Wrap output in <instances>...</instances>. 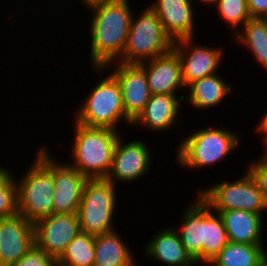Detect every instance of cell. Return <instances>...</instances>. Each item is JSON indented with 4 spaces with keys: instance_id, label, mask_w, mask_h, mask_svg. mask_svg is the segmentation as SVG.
Listing matches in <instances>:
<instances>
[{
    "instance_id": "cell-1",
    "label": "cell",
    "mask_w": 267,
    "mask_h": 266,
    "mask_svg": "<svg viewBox=\"0 0 267 266\" xmlns=\"http://www.w3.org/2000/svg\"><path fill=\"white\" fill-rule=\"evenodd\" d=\"M128 2L102 0L86 5L93 15L90 21V62L98 73L123 56L133 16Z\"/></svg>"
},
{
    "instance_id": "cell-2",
    "label": "cell",
    "mask_w": 267,
    "mask_h": 266,
    "mask_svg": "<svg viewBox=\"0 0 267 266\" xmlns=\"http://www.w3.org/2000/svg\"><path fill=\"white\" fill-rule=\"evenodd\" d=\"M46 146L37 150L21 180L16 179L18 213L32 223L54 213V158Z\"/></svg>"
},
{
    "instance_id": "cell-3",
    "label": "cell",
    "mask_w": 267,
    "mask_h": 266,
    "mask_svg": "<svg viewBox=\"0 0 267 266\" xmlns=\"http://www.w3.org/2000/svg\"><path fill=\"white\" fill-rule=\"evenodd\" d=\"M71 167L87 179H105L111 169L113 153L121 135L109 128L85 127L74 123Z\"/></svg>"
},
{
    "instance_id": "cell-4",
    "label": "cell",
    "mask_w": 267,
    "mask_h": 266,
    "mask_svg": "<svg viewBox=\"0 0 267 266\" xmlns=\"http://www.w3.org/2000/svg\"><path fill=\"white\" fill-rule=\"evenodd\" d=\"M236 132L224 128H202L184 138L177 147V164L199 169L212 166L233 153L240 143Z\"/></svg>"
},
{
    "instance_id": "cell-5",
    "label": "cell",
    "mask_w": 267,
    "mask_h": 266,
    "mask_svg": "<svg viewBox=\"0 0 267 266\" xmlns=\"http://www.w3.org/2000/svg\"><path fill=\"white\" fill-rule=\"evenodd\" d=\"M82 102L75 114L76 123L116 131H119L117 124L123 119V122L132 125V121L125 115L120 84L112 74L97 83Z\"/></svg>"
},
{
    "instance_id": "cell-6",
    "label": "cell",
    "mask_w": 267,
    "mask_h": 266,
    "mask_svg": "<svg viewBox=\"0 0 267 266\" xmlns=\"http://www.w3.org/2000/svg\"><path fill=\"white\" fill-rule=\"evenodd\" d=\"M136 19L131 18L130 30L122 58L124 64H141L173 49V40L166 34L157 14L150 8Z\"/></svg>"
},
{
    "instance_id": "cell-7",
    "label": "cell",
    "mask_w": 267,
    "mask_h": 266,
    "mask_svg": "<svg viewBox=\"0 0 267 266\" xmlns=\"http://www.w3.org/2000/svg\"><path fill=\"white\" fill-rule=\"evenodd\" d=\"M116 188L106 178L86 181L77 211L81 232L98 236L115 230Z\"/></svg>"
},
{
    "instance_id": "cell-8",
    "label": "cell",
    "mask_w": 267,
    "mask_h": 266,
    "mask_svg": "<svg viewBox=\"0 0 267 266\" xmlns=\"http://www.w3.org/2000/svg\"><path fill=\"white\" fill-rule=\"evenodd\" d=\"M197 193L215 213L227 210H245L263 214L267 203L255 180L246 172L239 180L220 181L216 185L201 189Z\"/></svg>"
},
{
    "instance_id": "cell-9",
    "label": "cell",
    "mask_w": 267,
    "mask_h": 266,
    "mask_svg": "<svg viewBox=\"0 0 267 266\" xmlns=\"http://www.w3.org/2000/svg\"><path fill=\"white\" fill-rule=\"evenodd\" d=\"M35 246L56 261L81 232L78 214H55L33 223Z\"/></svg>"
},
{
    "instance_id": "cell-10",
    "label": "cell",
    "mask_w": 267,
    "mask_h": 266,
    "mask_svg": "<svg viewBox=\"0 0 267 266\" xmlns=\"http://www.w3.org/2000/svg\"><path fill=\"white\" fill-rule=\"evenodd\" d=\"M119 136L116 143L112 166L106 179L113 183L135 181L150 171L152 154L144 141L138 139L124 144Z\"/></svg>"
},
{
    "instance_id": "cell-11",
    "label": "cell",
    "mask_w": 267,
    "mask_h": 266,
    "mask_svg": "<svg viewBox=\"0 0 267 266\" xmlns=\"http://www.w3.org/2000/svg\"><path fill=\"white\" fill-rule=\"evenodd\" d=\"M193 39L195 37L181 39L173 44V50L181 62L184 88L196 80L215 74L224 55L221 47H207L200 44L193 46Z\"/></svg>"
},
{
    "instance_id": "cell-12",
    "label": "cell",
    "mask_w": 267,
    "mask_h": 266,
    "mask_svg": "<svg viewBox=\"0 0 267 266\" xmlns=\"http://www.w3.org/2000/svg\"><path fill=\"white\" fill-rule=\"evenodd\" d=\"M111 74L120 84L125 115L133 122L151 97L145 70L139 64L115 63Z\"/></svg>"
},
{
    "instance_id": "cell-13",
    "label": "cell",
    "mask_w": 267,
    "mask_h": 266,
    "mask_svg": "<svg viewBox=\"0 0 267 266\" xmlns=\"http://www.w3.org/2000/svg\"><path fill=\"white\" fill-rule=\"evenodd\" d=\"M34 225L20 214L0 218V266H11L33 246Z\"/></svg>"
},
{
    "instance_id": "cell-14",
    "label": "cell",
    "mask_w": 267,
    "mask_h": 266,
    "mask_svg": "<svg viewBox=\"0 0 267 266\" xmlns=\"http://www.w3.org/2000/svg\"><path fill=\"white\" fill-rule=\"evenodd\" d=\"M192 0H156L149 6L158 16L164 31L173 42L194 37Z\"/></svg>"
},
{
    "instance_id": "cell-15",
    "label": "cell",
    "mask_w": 267,
    "mask_h": 266,
    "mask_svg": "<svg viewBox=\"0 0 267 266\" xmlns=\"http://www.w3.org/2000/svg\"><path fill=\"white\" fill-rule=\"evenodd\" d=\"M139 65L146 72L151 94L176 95L177 89L185 86L181 62L173 49Z\"/></svg>"
},
{
    "instance_id": "cell-16",
    "label": "cell",
    "mask_w": 267,
    "mask_h": 266,
    "mask_svg": "<svg viewBox=\"0 0 267 266\" xmlns=\"http://www.w3.org/2000/svg\"><path fill=\"white\" fill-rule=\"evenodd\" d=\"M88 179L69 163L60 164L54 160V213L76 214Z\"/></svg>"
},
{
    "instance_id": "cell-17",
    "label": "cell",
    "mask_w": 267,
    "mask_h": 266,
    "mask_svg": "<svg viewBox=\"0 0 267 266\" xmlns=\"http://www.w3.org/2000/svg\"><path fill=\"white\" fill-rule=\"evenodd\" d=\"M179 97V98H178ZM152 94L143 111L132 122V125L143 126L152 131H165L179 121V108L184 95Z\"/></svg>"
},
{
    "instance_id": "cell-18",
    "label": "cell",
    "mask_w": 267,
    "mask_h": 266,
    "mask_svg": "<svg viewBox=\"0 0 267 266\" xmlns=\"http://www.w3.org/2000/svg\"><path fill=\"white\" fill-rule=\"evenodd\" d=\"M229 242L251 245L262 244L263 215L245 210L219 211Z\"/></svg>"
},
{
    "instance_id": "cell-19",
    "label": "cell",
    "mask_w": 267,
    "mask_h": 266,
    "mask_svg": "<svg viewBox=\"0 0 267 266\" xmlns=\"http://www.w3.org/2000/svg\"><path fill=\"white\" fill-rule=\"evenodd\" d=\"M165 228L158 231L148 242L145 246V254L168 266H194L196 262L187 253L176 229Z\"/></svg>"
},
{
    "instance_id": "cell-20",
    "label": "cell",
    "mask_w": 267,
    "mask_h": 266,
    "mask_svg": "<svg viewBox=\"0 0 267 266\" xmlns=\"http://www.w3.org/2000/svg\"><path fill=\"white\" fill-rule=\"evenodd\" d=\"M117 232L95 236L94 266H135L132 252Z\"/></svg>"
},
{
    "instance_id": "cell-21",
    "label": "cell",
    "mask_w": 267,
    "mask_h": 266,
    "mask_svg": "<svg viewBox=\"0 0 267 266\" xmlns=\"http://www.w3.org/2000/svg\"><path fill=\"white\" fill-rule=\"evenodd\" d=\"M196 201L187 207L182 214V226L176 229L187 253L197 264L202 262V198L197 195Z\"/></svg>"
},
{
    "instance_id": "cell-22",
    "label": "cell",
    "mask_w": 267,
    "mask_h": 266,
    "mask_svg": "<svg viewBox=\"0 0 267 266\" xmlns=\"http://www.w3.org/2000/svg\"><path fill=\"white\" fill-rule=\"evenodd\" d=\"M216 74L196 80L187 87L190 92L186 100L190 102L193 108L200 110L213 108L233 91L231 85L221 79L222 77H219V74Z\"/></svg>"
},
{
    "instance_id": "cell-23",
    "label": "cell",
    "mask_w": 267,
    "mask_h": 266,
    "mask_svg": "<svg viewBox=\"0 0 267 266\" xmlns=\"http://www.w3.org/2000/svg\"><path fill=\"white\" fill-rule=\"evenodd\" d=\"M213 213L202 199V261H211L229 242L222 218Z\"/></svg>"
},
{
    "instance_id": "cell-24",
    "label": "cell",
    "mask_w": 267,
    "mask_h": 266,
    "mask_svg": "<svg viewBox=\"0 0 267 266\" xmlns=\"http://www.w3.org/2000/svg\"><path fill=\"white\" fill-rule=\"evenodd\" d=\"M263 245L228 242L211 260L216 266H257L267 255Z\"/></svg>"
},
{
    "instance_id": "cell-25",
    "label": "cell",
    "mask_w": 267,
    "mask_h": 266,
    "mask_svg": "<svg viewBox=\"0 0 267 266\" xmlns=\"http://www.w3.org/2000/svg\"><path fill=\"white\" fill-rule=\"evenodd\" d=\"M234 36L239 44L249 49L256 63L267 71V28L261 18H250Z\"/></svg>"
},
{
    "instance_id": "cell-26",
    "label": "cell",
    "mask_w": 267,
    "mask_h": 266,
    "mask_svg": "<svg viewBox=\"0 0 267 266\" xmlns=\"http://www.w3.org/2000/svg\"><path fill=\"white\" fill-rule=\"evenodd\" d=\"M95 236L80 232L57 260L63 266H94Z\"/></svg>"
},
{
    "instance_id": "cell-27",
    "label": "cell",
    "mask_w": 267,
    "mask_h": 266,
    "mask_svg": "<svg viewBox=\"0 0 267 266\" xmlns=\"http://www.w3.org/2000/svg\"><path fill=\"white\" fill-rule=\"evenodd\" d=\"M14 176L9 169L0 166V218L19 214L17 185Z\"/></svg>"
},
{
    "instance_id": "cell-28",
    "label": "cell",
    "mask_w": 267,
    "mask_h": 266,
    "mask_svg": "<svg viewBox=\"0 0 267 266\" xmlns=\"http://www.w3.org/2000/svg\"><path fill=\"white\" fill-rule=\"evenodd\" d=\"M216 7L220 17L235 31L234 34L251 18L247 0H218Z\"/></svg>"
},
{
    "instance_id": "cell-29",
    "label": "cell",
    "mask_w": 267,
    "mask_h": 266,
    "mask_svg": "<svg viewBox=\"0 0 267 266\" xmlns=\"http://www.w3.org/2000/svg\"><path fill=\"white\" fill-rule=\"evenodd\" d=\"M56 260L35 245L11 266H51Z\"/></svg>"
},
{
    "instance_id": "cell-30",
    "label": "cell",
    "mask_w": 267,
    "mask_h": 266,
    "mask_svg": "<svg viewBox=\"0 0 267 266\" xmlns=\"http://www.w3.org/2000/svg\"><path fill=\"white\" fill-rule=\"evenodd\" d=\"M255 180L261 191L264 200L267 203V160L260 158L257 161H250L248 170H246Z\"/></svg>"
},
{
    "instance_id": "cell-31",
    "label": "cell",
    "mask_w": 267,
    "mask_h": 266,
    "mask_svg": "<svg viewBox=\"0 0 267 266\" xmlns=\"http://www.w3.org/2000/svg\"><path fill=\"white\" fill-rule=\"evenodd\" d=\"M251 18H261L267 13V0H247Z\"/></svg>"
},
{
    "instance_id": "cell-32",
    "label": "cell",
    "mask_w": 267,
    "mask_h": 266,
    "mask_svg": "<svg viewBox=\"0 0 267 266\" xmlns=\"http://www.w3.org/2000/svg\"><path fill=\"white\" fill-rule=\"evenodd\" d=\"M256 129V132L262 133L263 143L267 140V112L263 114V117L260 119ZM264 133V134H263Z\"/></svg>"
},
{
    "instance_id": "cell-33",
    "label": "cell",
    "mask_w": 267,
    "mask_h": 266,
    "mask_svg": "<svg viewBox=\"0 0 267 266\" xmlns=\"http://www.w3.org/2000/svg\"><path fill=\"white\" fill-rule=\"evenodd\" d=\"M202 3L209 4V5H214L218 3V0H201Z\"/></svg>"
},
{
    "instance_id": "cell-34",
    "label": "cell",
    "mask_w": 267,
    "mask_h": 266,
    "mask_svg": "<svg viewBox=\"0 0 267 266\" xmlns=\"http://www.w3.org/2000/svg\"><path fill=\"white\" fill-rule=\"evenodd\" d=\"M264 144H265L264 151H263L264 153L262 154L263 157L261 158L267 160V140L264 142Z\"/></svg>"
},
{
    "instance_id": "cell-35",
    "label": "cell",
    "mask_w": 267,
    "mask_h": 266,
    "mask_svg": "<svg viewBox=\"0 0 267 266\" xmlns=\"http://www.w3.org/2000/svg\"><path fill=\"white\" fill-rule=\"evenodd\" d=\"M257 266H267V255L261 260Z\"/></svg>"
},
{
    "instance_id": "cell-36",
    "label": "cell",
    "mask_w": 267,
    "mask_h": 266,
    "mask_svg": "<svg viewBox=\"0 0 267 266\" xmlns=\"http://www.w3.org/2000/svg\"><path fill=\"white\" fill-rule=\"evenodd\" d=\"M80 1H82L83 4H85V6H86V5H88V4L92 3V2L102 1V0H80Z\"/></svg>"
},
{
    "instance_id": "cell-37",
    "label": "cell",
    "mask_w": 267,
    "mask_h": 266,
    "mask_svg": "<svg viewBox=\"0 0 267 266\" xmlns=\"http://www.w3.org/2000/svg\"><path fill=\"white\" fill-rule=\"evenodd\" d=\"M261 20L264 22V24L267 28V13L261 17Z\"/></svg>"
},
{
    "instance_id": "cell-38",
    "label": "cell",
    "mask_w": 267,
    "mask_h": 266,
    "mask_svg": "<svg viewBox=\"0 0 267 266\" xmlns=\"http://www.w3.org/2000/svg\"><path fill=\"white\" fill-rule=\"evenodd\" d=\"M207 264V265H210V266H216L214 263H212L211 261H202V264Z\"/></svg>"
},
{
    "instance_id": "cell-39",
    "label": "cell",
    "mask_w": 267,
    "mask_h": 266,
    "mask_svg": "<svg viewBox=\"0 0 267 266\" xmlns=\"http://www.w3.org/2000/svg\"><path fill=\"white\" fill-rule=\"evenodd\" d=\"M51 266H63V265L58 261H55Z\"/></svg>"
}]
</instances>
